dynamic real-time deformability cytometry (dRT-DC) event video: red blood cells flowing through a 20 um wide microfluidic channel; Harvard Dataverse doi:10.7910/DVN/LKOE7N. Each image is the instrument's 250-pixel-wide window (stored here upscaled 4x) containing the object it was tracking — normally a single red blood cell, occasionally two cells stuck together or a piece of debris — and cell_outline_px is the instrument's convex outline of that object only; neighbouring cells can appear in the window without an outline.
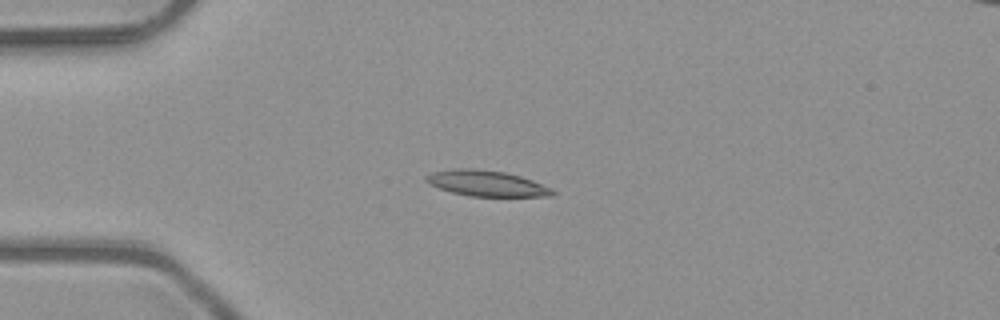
{"species": "common noctule bat (a hibernating species)", "species_latin": "Nyctalus noctula", "temperature_condition": "room temperature", "stored_images_in_passage": 7, "camera_frame_rate_fps": 3000, "um_per_image_px": 0.085, "animal": {"sex": "male", "body_mass_g": 23.1, "forearm_length_mm": 52.7}, "frame": {"image": 1, "passage_image": 4, "time_ms": 1.0, "image_size_px": [1000, 320], "cell_outline_px": [[556, 192], [552, 196], [468, 196], [452, 192], [428, 184], [424, 180], [424, 176], [432, 172], [452, 168], [472, 168], [504, 172], [520, 176], [532, 180], [552, 188]], "centroid_in_image_um": [41.32, 15.58], "position_along_channel_um": 43.7, "area_um2": 19.02}}
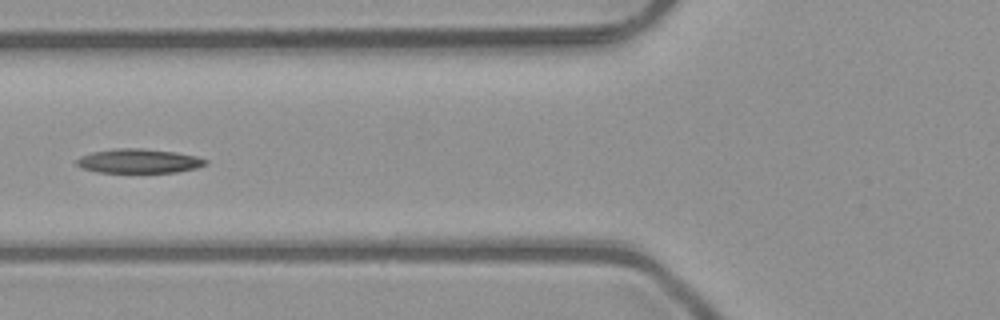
{"frame": {"image": 2, "passage_image": 6, "time_ms": 1.667, "image_size_px": [1000, 320], "cell_outline_px": [[208, 164], [196, 168], [176, 172], [96, 172], [84, 168], [76, 164], [76, 160], [80, 156], [92, 152], [112, 148], [144, 148], [176, 152], [196, 156], [208, 160]], "centroid_in_image_um": [11.81, 13.67], "position_along_channel_um": 114.0, "area_um2": 18.26}}
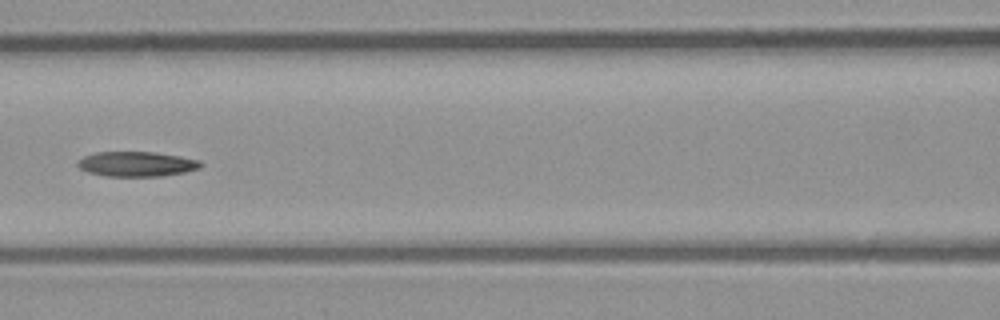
{"frame": {"image": 3, "passage_image": 7, "time_ms": 2.0, "image_size_px": [1000, 320], "cell_outline_px": [[204, 164], [200, 168], [184, 172], [164, 176], [104, 176], [88, 172], [80, 168], [76, 164], [84, 156], [96, 152], [156, 152], [180, 156], [200, 160]], "centroid_in_image_um": [11.65, 13.94], "position_along_channel_um": 155.0, "area_um2": 17.92}}